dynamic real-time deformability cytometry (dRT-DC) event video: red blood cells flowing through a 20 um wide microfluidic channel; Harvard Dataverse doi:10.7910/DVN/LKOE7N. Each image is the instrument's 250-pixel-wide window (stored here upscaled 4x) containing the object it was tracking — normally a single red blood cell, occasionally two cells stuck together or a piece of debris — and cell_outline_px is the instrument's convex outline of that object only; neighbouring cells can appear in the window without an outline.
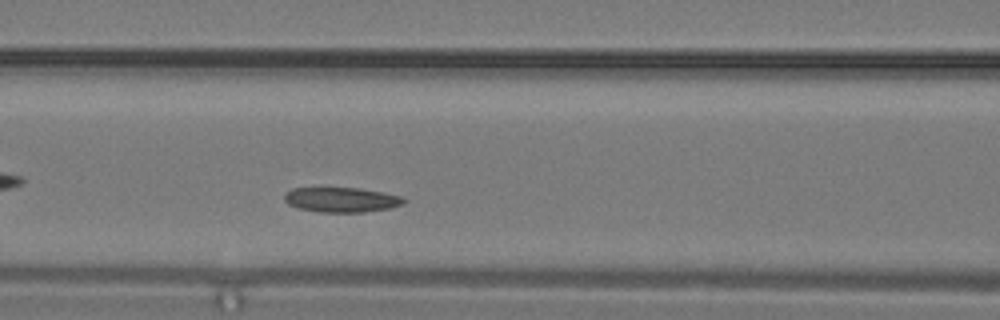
{"species": "common noctule bat (a hibernating species)", "species_latin": "Nyctalus noctula", "temperature_condition": "warm", "stored_images_in_passage": 5, "camera_frame_rate_fps": 3000, "um_per_image_px": 0.085, "animal": {"sex": "male", "body_mass_g": 19.2, "forearm_length_mm": 51.8}, "frame": {"image": 1, "passage_image": 5, "time_ms": 1.333, "image_size_px": [1000, 320], "cell_outline_px": [[408, 200], [404, 204], [388, 208], [364, 212], [320, 212], [300, 208], [288, 204], [284, 200], [284, 192], [292, 188], [360, 188], [404, 196]], "centroid_in_image_um": [29.05, 16.97], "position_along_channel_um": 137.6, "area_um2": 17.4}}